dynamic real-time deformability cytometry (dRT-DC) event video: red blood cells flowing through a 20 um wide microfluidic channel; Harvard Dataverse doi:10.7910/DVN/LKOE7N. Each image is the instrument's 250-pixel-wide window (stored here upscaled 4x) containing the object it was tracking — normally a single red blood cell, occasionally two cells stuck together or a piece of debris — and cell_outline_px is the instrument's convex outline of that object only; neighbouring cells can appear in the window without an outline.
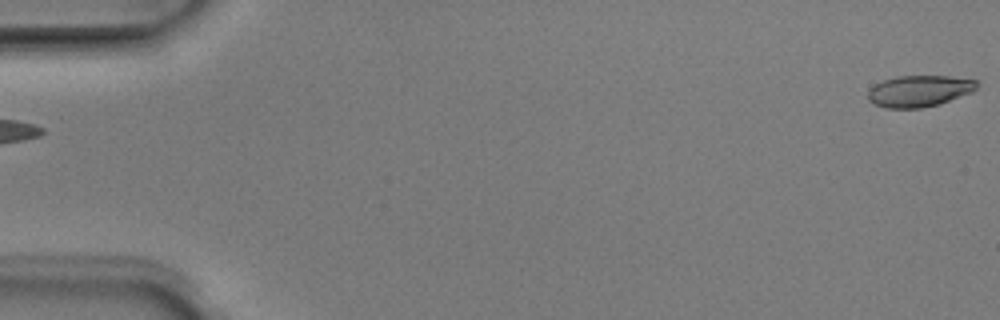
{"species": "Egyptian fruit bat (a non-hibernating species)", "species_latin": "Rousettus aegyptiacus", "temperature_condition": "room temperature", "stored_images_in_passage": 6, "camera_frame_rate_fps": 3000, "um_per_image_px": 0.085, "animal": {"sex": "male"}, "frame": {"image": 1, "passage_image": 6, "time_ms": 1.667, "image_size_px": [1000, 320], "cell_outline_px": [[976, 88], [972, 92], [940, 104], [920, 108], [884, 108], [872, 104], [868, 100], [868, 88], [884, 80], [896, 76], [948, 76], [976, 80]], "centroid_in_image_um": [78.08, 7.75], "position_along_channel_um": 6.9, "area_um2": 20.0}}